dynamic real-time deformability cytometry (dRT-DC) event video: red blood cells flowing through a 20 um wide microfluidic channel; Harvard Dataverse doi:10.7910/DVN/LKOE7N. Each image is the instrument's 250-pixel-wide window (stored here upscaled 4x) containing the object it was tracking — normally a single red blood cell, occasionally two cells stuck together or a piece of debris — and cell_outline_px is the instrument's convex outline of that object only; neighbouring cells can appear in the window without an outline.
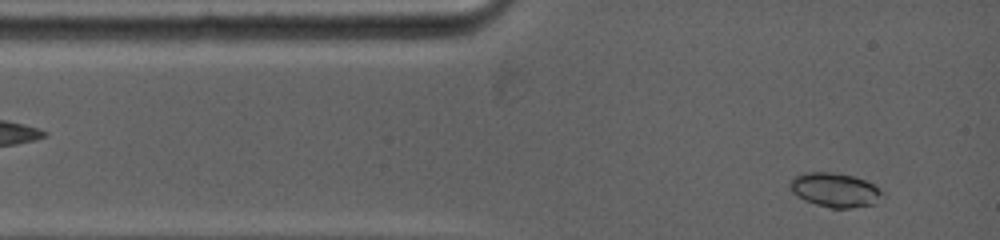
{"species": "common noctule bat (a hibernating species)", "species_latin": "Nyctalus noctula", "temperature_condition": "warm", "stored_images_in_passage": 46, "camera_frame_rate_fps": 5000, "um_per_image_px": 0.085, "animal": {"sex": "female", "body_mass_g": 19.0, "forearm_length_mm": 53.3}, "frame": {"image": 1, "passage_image": 3, "time_ms": 0.4, "image_size_px": [1000, 240], "cell_outline_px": [[884, 192], [876, 204], [848, 208], [832, 208], [816, 204], [804, 200], [796, 196], [792, 192], [788, 184], [792, 176], [804, 172], [832, 172], [852, 176], [864, 180], [872, 184]], "centroid_in_image_um": [70.92, 16.14], "position_along_channel_um": 14.1, "area_um2": 18.5}}
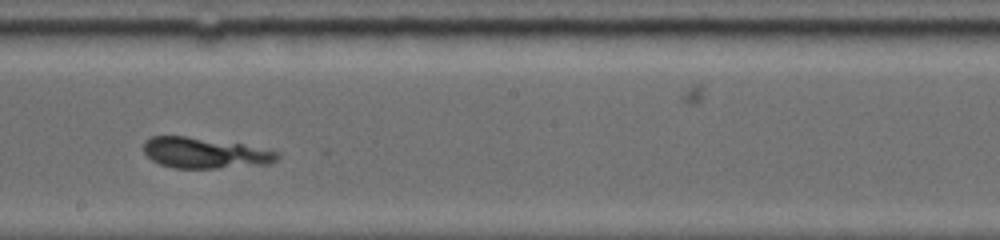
{"frame": {"image": 2, "passage_image": 25, "time_ms": 6.8, "image_size_px": [1000, 240], "cell_outline_px": [[280, 156], [272, 164], [216, 168], [172, 168], [160, 164], [152, 160], [144, 152], [144, 140], [152, 136], [184, 136], [240, 144], [276, 152]], "centroid_in_image_um": [17.36, 13.02], "position_along_channel_um": 230.8, "area_um2": 23.58}}
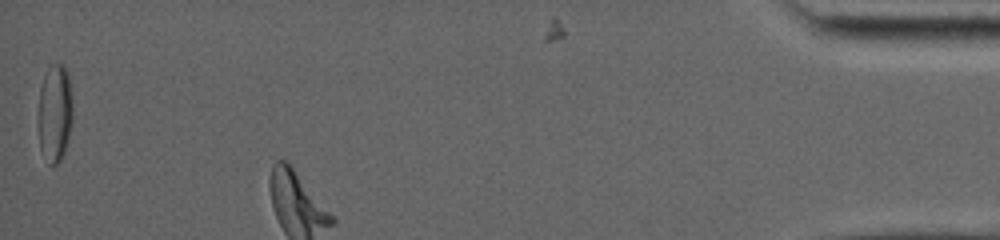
{"frame": {"image": 3, "passage_image": 46, "time_ms": 13.2, "image_size_px": [1000, 240], "cell_outline_px": [[72, 120], [64, 152], [60, 160], [52, 168], [40, 148], [40, 88], [48, 64], [64, 64], [68, 72], [72, 96]], "centroid_in_image_um": [4.69, 9.55], "position_along_channel_um": 430.5, "area_um2": 19.36}}